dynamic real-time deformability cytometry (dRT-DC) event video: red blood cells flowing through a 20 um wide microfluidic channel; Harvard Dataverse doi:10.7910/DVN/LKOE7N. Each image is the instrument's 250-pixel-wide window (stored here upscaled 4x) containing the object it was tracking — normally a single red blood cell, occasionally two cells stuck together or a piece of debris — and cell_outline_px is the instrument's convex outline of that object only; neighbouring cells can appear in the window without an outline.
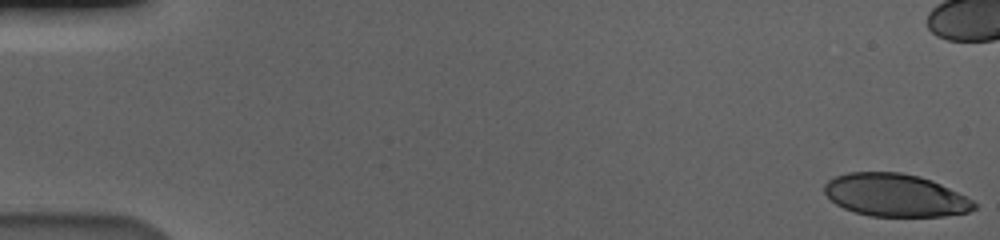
{"species": "human", "species_latin": "Homo sapiens", "temperature_condition": "cold", "stored_images_in_passage": 59, "camera_frame_rate_fps": 3000, "um_per_image_px": 0.085, "donor": {"sex": "male"}, "frame": {"image": 1, "passage_image": 1, "time_ms": 0.0, "image_size_px": [1000, 240], "cell_outline_px": [[976, 208], [968, 212], [944, 216], [872, 216], [856, 212], [844, 208], [836, 204], [824, 192], [824, 184], [828, 180], [836, 176], [848, 172], [900, 172], [920, 176], [932, 180], [972, 200], [976, 204]], "centroid_in_image_um": [76.08, 16.59], "position_along_channel_um": 8.9, "area_um2": 37.05}}
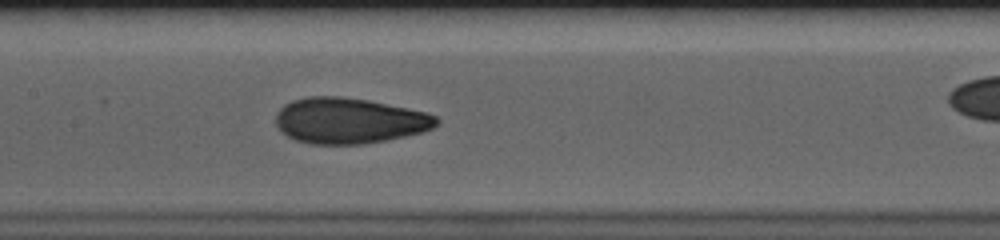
{"frame": {"image": 2, "passage_image": 29, "time_ms": 9.333, "image_size_px": [1000, 240], "cell_outline_px": [[440, 124], [432, 128], [420, 132], [404, 136], [364, 144], [312, 144], [296, 140], [288, 136], [276, 124], [276, 116], [280, 108], [284, 104], [292, 100], [308, 96], [340, 96], [368, 100], [408, 108], [424, 112], [436, 116], [440, 120]], "centroid_in_image_um": [29.69, 10.25], "position_along_channel_um": 177.7, "area_um2": 42.66}}
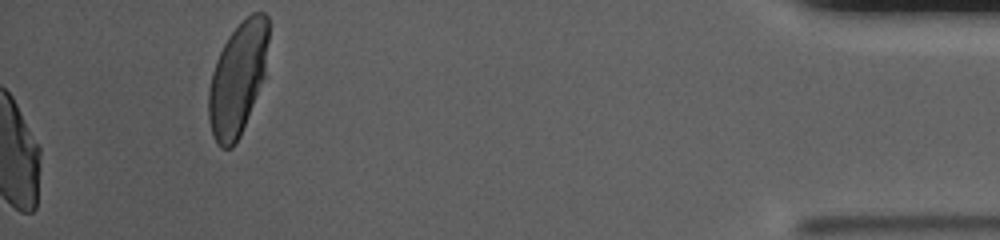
{"frame": {"image": 3, "passage_image": 59, "time_ms": 19.333, "image_size_px": [1000, 240], "cell_outline_px": [[268, 40], [264, 76], [240, 136], [236, 144], [232, 148], [220, 148], [212, 132], [208, 116], [208, 92], [212, 72], [216, 60], [228, 36], [252, 12], [264, 12], [268, 16]], "centroid_in_image_um": [20.19, 6.7], "position_along_channel_um": 415.0, "area_um2": 38.78}, "authors_computed_cell_mechanics": {"area_um2": 40.749, "velocity_mm_per_s": 3.5829, "shape_relaxation_time_tau1_ms": 4.7125, "shape_relaxation_time_tau2_ms": 1.0851, "deformation_change_tau1": 0.1936, "deformation_change_tau2": 0.0675}}